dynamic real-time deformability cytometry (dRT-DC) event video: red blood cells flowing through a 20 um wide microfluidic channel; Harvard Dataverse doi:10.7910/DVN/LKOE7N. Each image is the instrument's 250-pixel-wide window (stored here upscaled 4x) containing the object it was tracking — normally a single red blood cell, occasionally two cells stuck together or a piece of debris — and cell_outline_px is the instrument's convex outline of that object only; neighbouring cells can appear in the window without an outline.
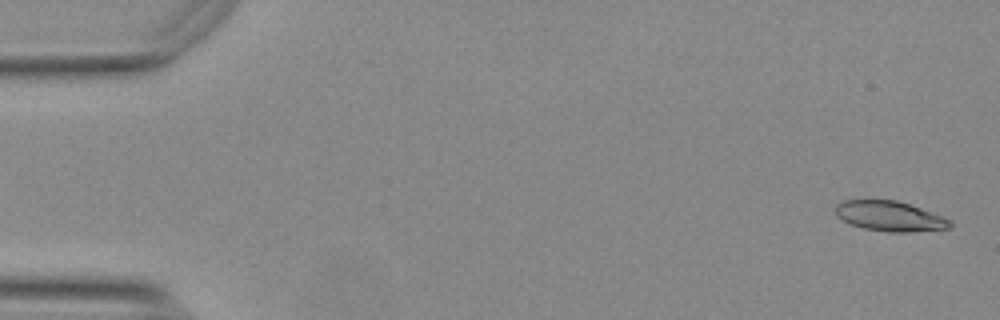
{"species": "Egyptian fruit bat (a non-hibernating species)", "species_latin": "Rousettus aegyptiacus", "temperature_condition": "warm", "stored_images_in_passage": 55, "camera_frame_rate_fps": 3000, "um_per_image_px": 0.085, "animal": {"sex": "female"}, "frame": {"image": 1, "passage_image": 2, "time_ms": 0.333, "image_size_px": [1000, 320], "cell_outline_px": [[952, 224], [948, 228], [908, 232], [888, 232], [864, 228], [852, 224], [836, 216], [836, 204], [844, 200], [896, 200], [920, 208], [952, 220]], "centroid_in_image_um": [75.62, 18.37], "position_along_channel_um": 9.4, "area_um2": 19.77}}
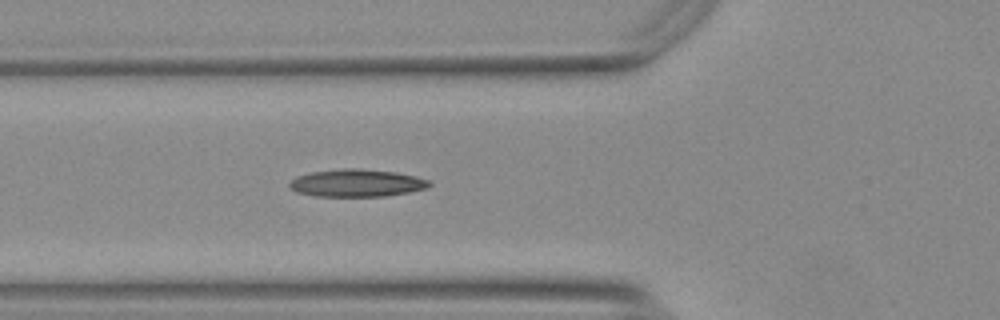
{"frame": {"image": 2, "passage_image": 20, "time_ms": 6.333, "image_size_px": [1000, 320], "cell_outline_px": [[432, 184], [428, 188], [408, 192], [384, 196], [316, 196], [296, 192], [288, 184], [296, 176], [312, 172], [340, 168], [360, 168], [396, 172], [416, 176], [428, 180]], "centroid_in_image_um": [30.33, 15.55], "position_along_channel_um": 95.5, "area_um2": 22.43}}
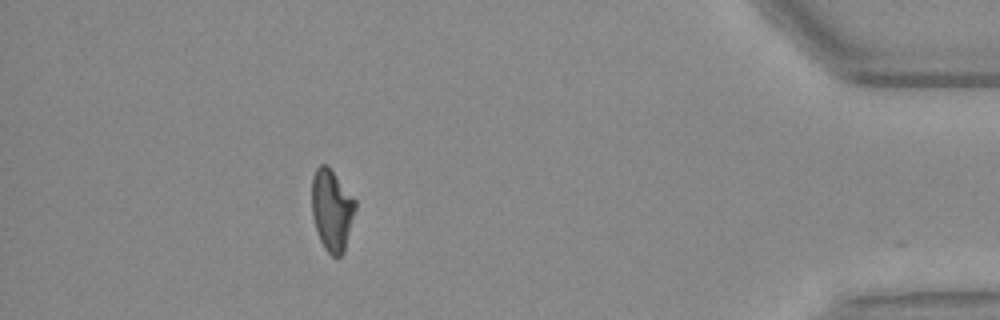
{"frame": {"image": 3, "passage_image": 49, "time_ms": 16.0, "image_size_px": [1000, 320], "cell_outline_px": [[356, 208], [344, 252], [340, 256], [332, 256], [324, 248], [320, 240], [312, 216], [312, 176], [316, 168], [320, 164], [328, 164], [356, 200]], "centroid_in_image_um": [28.21, 17.82], "position_along_channel_um": 407.0, "area_um2": 20.81}, "authors_computed_cell_mechanics": {"area_um2": 20.808, "velocity_mm_per_s": 3.7631, "shape_relaxation_time_tau1_ms": 9.1122, "shape_relaxation_time_tau2_ms": 3.5665, "deformation_change_tau1": 0.233, "deformation_change_tau2": 0.1183}}